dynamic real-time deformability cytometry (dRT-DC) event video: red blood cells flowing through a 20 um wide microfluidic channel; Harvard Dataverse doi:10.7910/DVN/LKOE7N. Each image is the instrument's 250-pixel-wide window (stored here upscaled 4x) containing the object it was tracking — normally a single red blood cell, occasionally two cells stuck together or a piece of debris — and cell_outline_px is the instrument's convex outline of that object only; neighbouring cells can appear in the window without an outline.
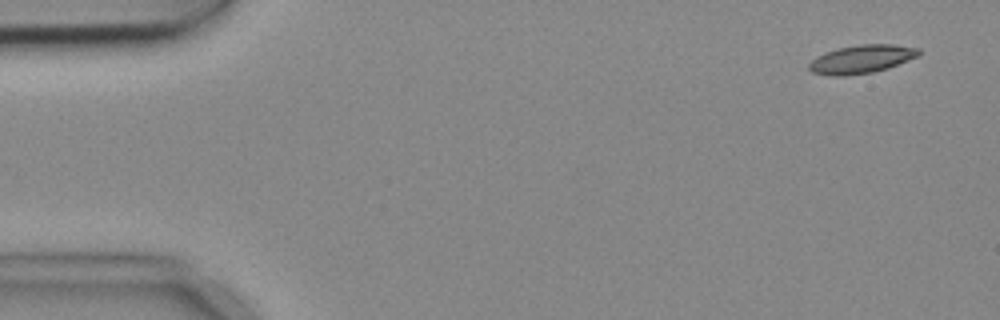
{"species": "common noctule bat (a hibernating species)", "species_latin": "Nyctalus noctula", "temperature_condition": "cold", "stored_images_in_passage": 9, "camera_frame_rate_fps": 3000, "um_per_image_px": 0.085, "animal": {"sex": "female", "body_mass_g": 18.4}, "frame": {"image": 1, "passage_image": 1, "time_ms": 0.0, "image_size_px": [1000, 320], "cell_outline_px": [[920, 56], [888, 68], [872, 72], [844, 76], [832, 76], [812, 72], [808, 68], [808, 64], [816, 56], [824, 52], [836, 48], [860, 44], [892, 44], [920, 48]], "centroid_in_image_um": [73.23, 5.02], "position_along_channel_um": 11.8, "area_um2": 18.32}}
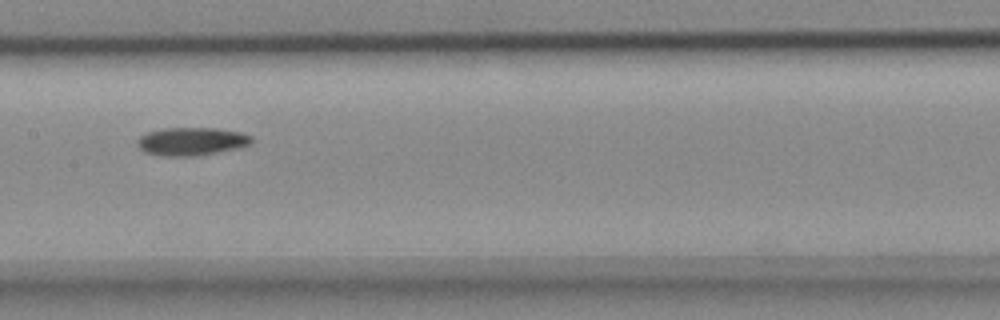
{"frame": {"image": 2, "passage_image": 8, "time_ms": 2.333, "image_size_px": [1000, 320], "cell_outline_px": [[252, 144], [240, 148], [192, 156], [168, 156], [144, 152], [136, 144], [136, 140], [140, 136], [148, 132], [164, 128], [216, 128], [240, 132], [252, 136]], "centroid_in_image_um": [16.29, 12.01], "position_along_channel_um": 191.1, "area_um2": 18.67}}
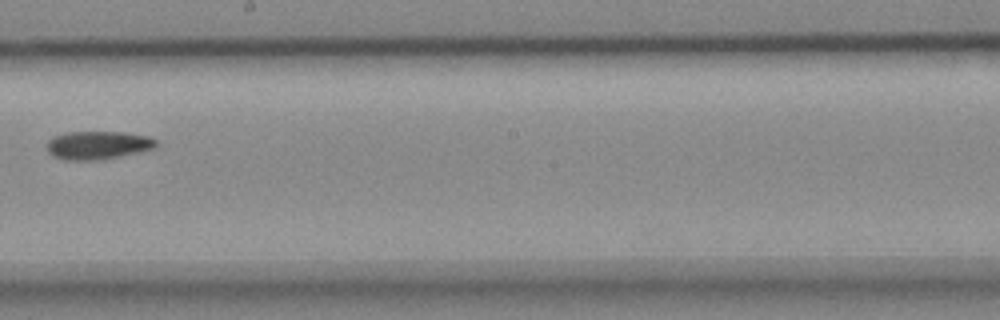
{"frame": {"image": 3, "passage_image": 9, "time_ms": 2.667, "image_size_px": [1000, 320], "cell_outline_px": [[160, 144], [156, 148], [116, 156], [92, 160], [64, 160], [48, 152], [48, 140], [52, 136], [64, 132], [124, 132], [148, 136], [156, 140]], "centroid_in_image_um": [8.32, 12.31], "position_along_channel_um": 239.9, "area_um2": 17.8}}